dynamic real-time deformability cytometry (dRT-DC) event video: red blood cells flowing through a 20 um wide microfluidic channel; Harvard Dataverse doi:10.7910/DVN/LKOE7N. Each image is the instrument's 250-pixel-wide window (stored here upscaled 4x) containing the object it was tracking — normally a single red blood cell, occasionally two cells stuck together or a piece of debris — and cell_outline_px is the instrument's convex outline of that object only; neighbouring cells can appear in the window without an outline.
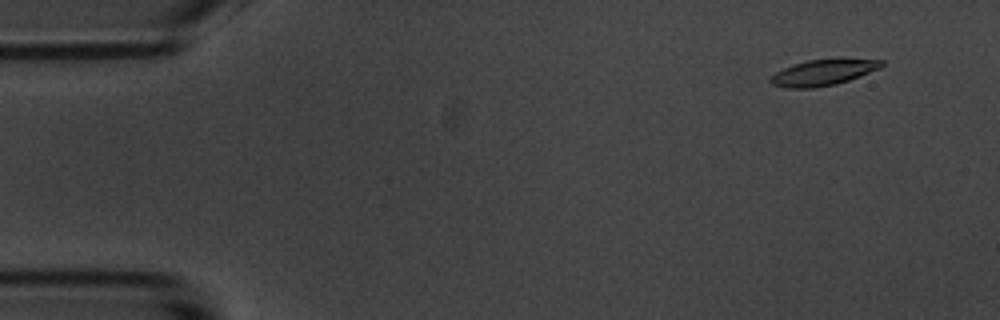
{"species": "common noctule bat (a hibernating species)", "species_latin": "Nyctalus noctula", "temperature_condition": "room temperature", "stored_images_in_passage": 15, "camera_frame_rate_fps": 3000, "um_per_image_px": 0.085, "animal": {"sex": "male", "body_mass_g": 20.1, "forearm_length_mm": 53.5}, "frame": {"image": 1, "passage_image": 5, "time_ms": 1.333, "image_size_px": [1000, 320], "cell_outline_px": [[884, 64], [880, 68], [860, 76], [836, 84], [812, 88], [788, 88], [772, 84], [768, 80], [776, 72], [784, 68], [808, 60], [884, 60]], "centroid_in_image_um": [69.94, 6.19], "position_along_channel_um": 15.1, "area_um2": 16.18}}